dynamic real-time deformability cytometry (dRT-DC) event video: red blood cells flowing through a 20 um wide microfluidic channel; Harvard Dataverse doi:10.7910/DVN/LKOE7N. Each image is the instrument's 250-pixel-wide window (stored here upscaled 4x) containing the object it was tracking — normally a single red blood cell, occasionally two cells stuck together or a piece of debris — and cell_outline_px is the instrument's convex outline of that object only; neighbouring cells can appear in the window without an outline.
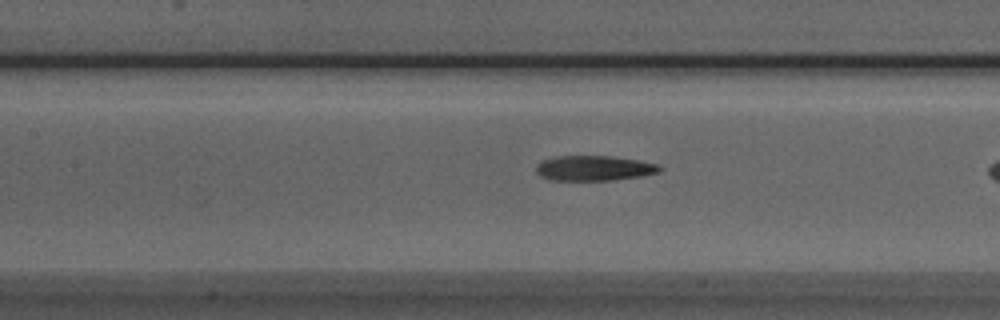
{"species": "Egyptian fruit bat (a non-hibernating species)", "species_latin": "Rousettus aegyptiacus", "temperature_condition": "room temperature", "stored_images_in_passage": 12, "camera_frame_rate_fps": 3000, "um_per_image_px": 0.085, "animal": {"sex": "male"}, "frame": {"image": 1, "passage_image": 10, "time_ms": 3.0, "image_size_px": [1000, 320], "cell_outline_px": [[664, 168], [660, 172], [640, 176], [612, 180], [552, 180], [540, 176], [536, 172], [536, 164], [540, 160], [556, 156], [612, 156], [660, 164]], "centroid_in_image_um": [50.49, 14.29], "position_along_channel_um": 156.9, "area_um2": 18.21}}